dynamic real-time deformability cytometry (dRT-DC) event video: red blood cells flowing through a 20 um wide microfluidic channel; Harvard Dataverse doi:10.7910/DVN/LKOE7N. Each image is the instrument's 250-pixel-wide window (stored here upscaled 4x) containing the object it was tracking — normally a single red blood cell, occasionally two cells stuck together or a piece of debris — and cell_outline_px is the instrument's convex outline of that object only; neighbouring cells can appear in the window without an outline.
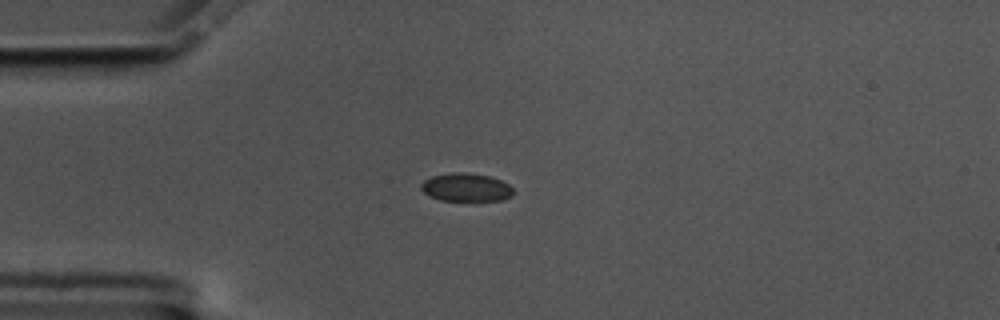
{"species": "common noctule bat (a hibernating species)", "species_latin": "Nyctalus noctula", "temperature_condition": "cold", "stored_images_in_passage": 44, "camera_frame_rate_fps": 3000, "um_per_image_px": 0.085, "animal": {"sex": "male", "body_mass_g": 17.5, "forearm_length_mm": 52.3}, "frame": {"image": 1, "passage_image": 1, "time_ms": 0.0, "image_size_px": [1000, 320], "cell_outline_px": [[512, 196], [504, 200], [440, 200], [424, 192], [420, 188], [420, 184], [424, 180], [432, 176], [452, 172], [464, 172], [488, 176], [500, 180], [508, 184], [512, 188]], "centroid_in_image_um": [39.6, 15.92], "position_along_channel_um": 45.4, "area_um2": 14.97}}
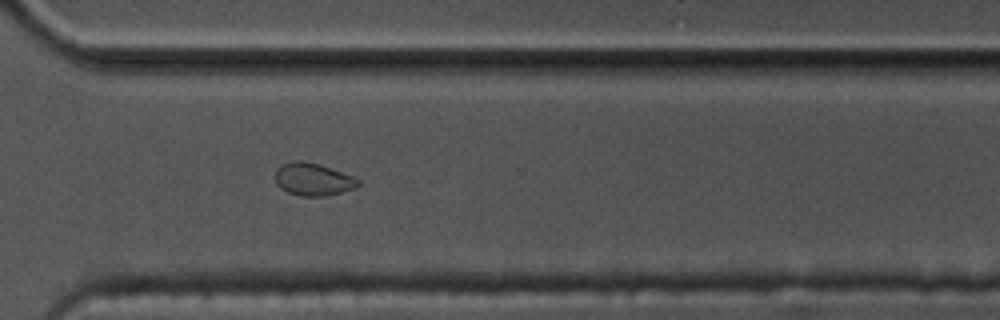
{"frame": {"image": 2, "passage_image": 28, "time_ms": 9.0, "image_size_px": [1000, 320], "cell_outline_px": [[360, 184], [356, 188], [324, 196], [300, 196], [288, 192], [280, 188], [276, 184], [276, 168], [280, 164], [292, 160], [304, 160], [320, 164], [352, 176], [360, 180]], "centroid_in_image_um": [26.58, 15.22], "position_along_channel_um": 344.0, "area_um2": 15.9}}
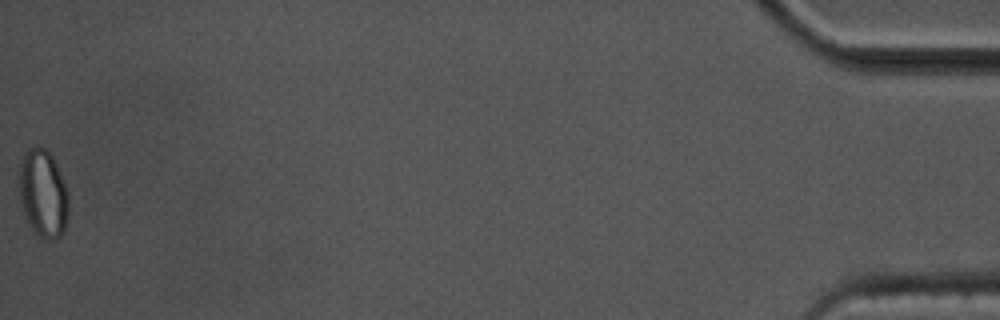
{"frame": {"image": 3, "passage_image": 44, "time_ms": 14.333, "image_size_px": [1000, 320], "cell_outline_px": [[68, 216], [64, 232], [60, 236], [48, 240], [40, 236], [32, 228], [24, 212], [20, 200], [20, 164], [24, 152], [28, 148], [36, 144], [44, 148], [52, 156], [64, 180], [68, 192]], "centroid_in_image_um": [3.68, 16.41], "position_along_channel_um": 431.5, "area_um2": 25.2}, "authors_computed_cell_mechanics": {"area_um2": 15.5771, "velocity_mm_per_s": 3.5042, "shape_relaxation_time_tau1_ms": null, "shape_relaxation_time_tau2_ms": 5.6662, "deformation_change_tau1": null, "deformation_change_tau2": 0.0431}}